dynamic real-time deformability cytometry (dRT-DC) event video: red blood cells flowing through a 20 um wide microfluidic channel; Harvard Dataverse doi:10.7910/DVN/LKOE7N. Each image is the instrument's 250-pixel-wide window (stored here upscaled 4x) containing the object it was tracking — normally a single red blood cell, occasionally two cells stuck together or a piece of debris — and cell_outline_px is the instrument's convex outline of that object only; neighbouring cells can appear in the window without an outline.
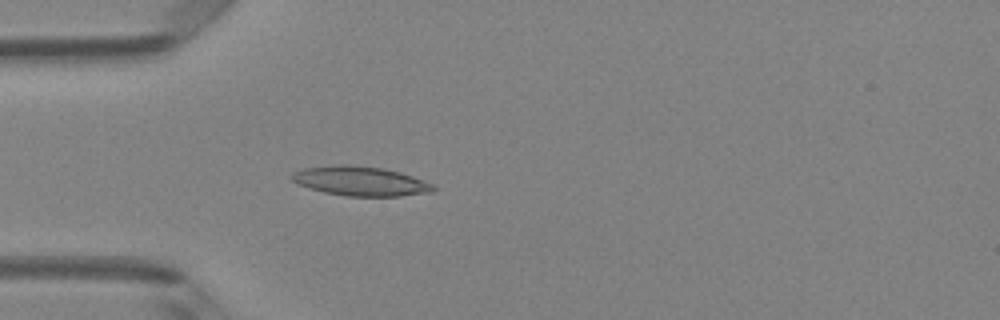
{"species": "Egyptian fruit bat (a non-hibernating species)", "species_latin": "Rousettus aegyptiacus", "temperature_condition": "room temperature", "stored_images_in_passage": 5, "camera_frame_rate_fps": 3000, "um_per_image_px": 0.085, "animal": {"sex": "female"}, "frame": {"image": 1, "passage_image": 5, "time_ms": 1.333, "image_size_px": [1000, 320], "cell_outline_px": [[436, 188], [432, 192], [400, 196], [344, 196], [324, 192], [308, 188], [296, 184], [288, 176], [292, 172], [304, 168], [336, 164], [344, 164], [384, 168], [400, 172], [412, 176], [432, 184]], "centroid_in_image_um": [30.58, 15.39], "position_along_channel_um": 54.4, "area_um2": 24.45}}